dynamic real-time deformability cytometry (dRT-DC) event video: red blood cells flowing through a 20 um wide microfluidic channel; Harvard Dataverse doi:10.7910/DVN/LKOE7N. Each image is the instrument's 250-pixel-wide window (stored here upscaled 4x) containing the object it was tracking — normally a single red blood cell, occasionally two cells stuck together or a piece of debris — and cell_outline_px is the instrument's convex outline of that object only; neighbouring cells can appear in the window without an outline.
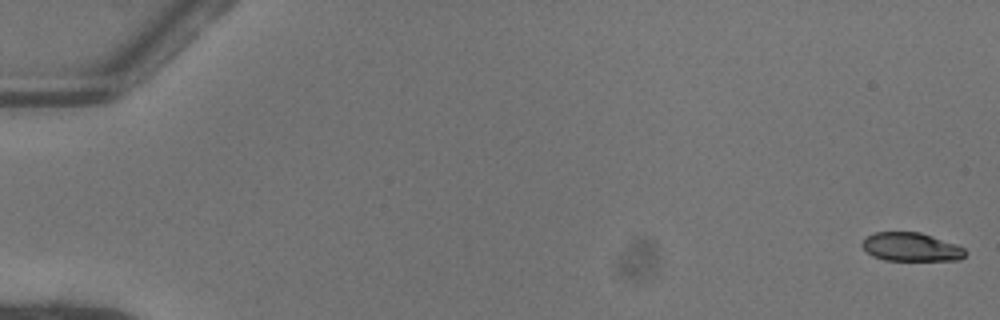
{"species": "common noctule bat (a hibernating species)", "species_latin": "Nyctalus noctula", "temperature_condition": "warm", "stored_images_in_passage": 52, "camera_frame_rate_fps": 3000, "um_per_image_px": 0.085, "animal": {"sex": "female"}, "frame": {"image": 1, "passage_image": 1, "time_ms": 0.0, "image_size_px": [1000, 320], "cell_outline_px": [[968, 252], [960, 260], [884, 260], [872, 256], [860, 244], [868, 236], [876, 232], [920, 232], [956, 244], [964, 248]], "centroid_in_image_um": [77.46, 21.0], "position_along_channel_um": 7.5, "area_um2": 17.11}}
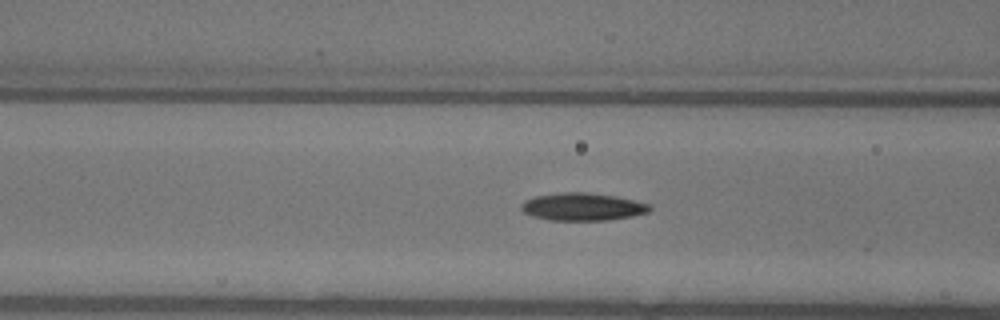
{"frame": {"image": 2, "passage_image": 22, "time_ms": 7.0, "image_size_px": [1000, 320], "cell_outline_px": [[652, 212], [632, 216], [608, 220], [548, 220], [532, 216], [524, 212], [520, 208], [520, 204], [524, 200], [536, 196], [556, 192], [584, 192], [616, 196], [652, 204]], "centroid_in_image_um": [49.54, 17.57], "position_along_channel_um": 117.1, "area_um2": 20.98}}
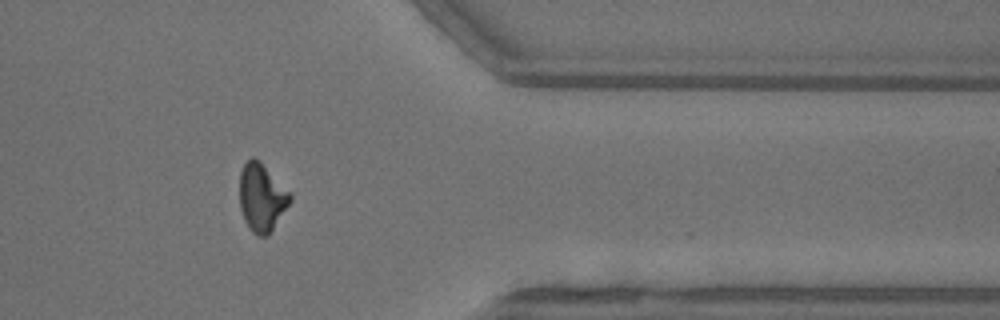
{"frame": {"image": 3, "passage_image": 43, "time_ms": 14.0, "image_size_px": [1000, 320], "cell_outline_px": [[292, 200], [268, 236], [256, 236], [248, 228], [244, 220], [240, 208], [240, 172], [244, 164], [252, 156], [260, 160], [292, 196]], "centroid_in_image_um": [22.23, 16.8], "position_along_channel_um": 389.2, "area_um2": 19.94}, "authors_computed_cell_mechanics": {"area_um2": 19.6231, "velocity_mm_per_s": 4.0932, "shape_relaxation_time_tau1_ms": 4.5909, "shape_relaxation_time_tau2_ms": 4.0261, "deformation_change_tau1": 0.1574, "deformation_change_tau2": 0.1113}}